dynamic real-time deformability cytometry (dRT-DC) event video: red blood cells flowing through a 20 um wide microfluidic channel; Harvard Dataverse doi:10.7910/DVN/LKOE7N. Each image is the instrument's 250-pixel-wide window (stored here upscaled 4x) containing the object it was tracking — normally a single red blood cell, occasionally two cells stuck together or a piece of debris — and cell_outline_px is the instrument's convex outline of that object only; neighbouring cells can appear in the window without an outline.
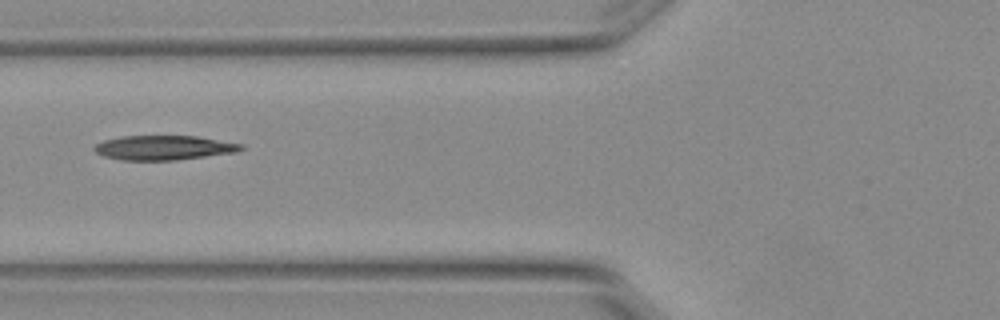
{"species": "Egyptian fruit bat (a non-hibernating species)", "species_latin": "Rousettus aegyptiacus", "temperature_condition": "warm", "stored_images_in_passage": 9, "camera_frame_rate_fps": 3000, "um_per_image_px": 0.085, "animal": {"sex": "female"}, "frame": {"image": 1, "passage_image": 6, "time_ms": 1.667, "image_size_px": [1000, 320], "cell_outline_px": [[244, 148], [236, 152], [176, 160], [124, 160], [104, 156], [96, 152], [92, 148], [96, 144], [104, 140], [120, 136], [196, 136], [244, 144]], "centroid_in_image_um": [13.92, 12.55], "position_along_channel_um": 111.9, "area_um2": 20.87}}
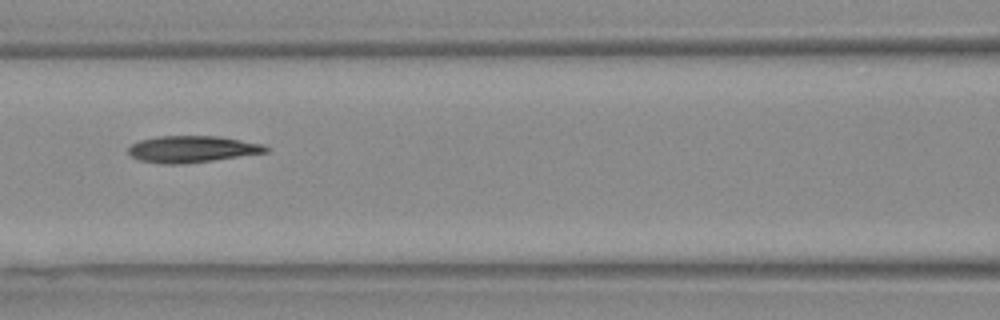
{"frame": {"image": 2, "passage_image": 7, "time_ms": 2.0, "image_size_px": [1000, 320], "cell_outline_px": [[268, 152], [212, 160], [180, 164], [160, 164], [140, 160], [132, 156], [128, 152], [128, 148], [132, 144], [140, 140], [156, 136], [220, 136], [264, 144], [268, 148]], "centroid_in_image_um": [16.32, 12.67], "position_along_channel_um": 150.3, "area_um2": 21.27}}
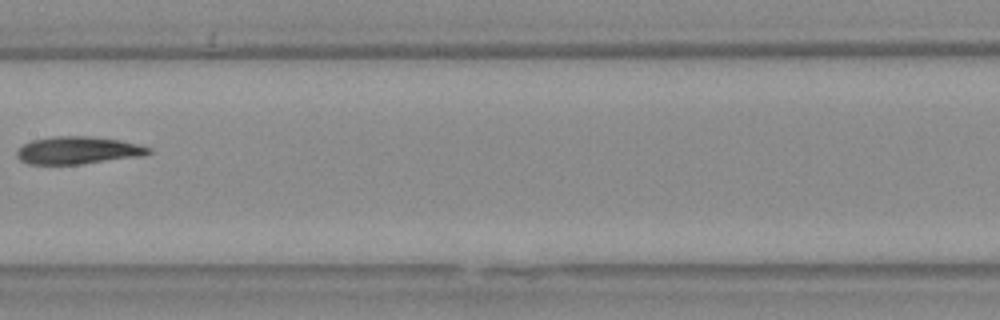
{"frame": {"image": 3, "passage_image": 8, "time_ms": 2.333, "image_size_px": [1000, 320], "cell_outline_px": [[152, 152], [144, 156], [80, 164], [28, 164], [20, 160], [16, 156], [16, 152], [24, 144], [32, 140], [52, 136], [88, 136], [120, 140], [152, 148]], "centroid_in_image_um": [6.64, 12.78], "position_along_channel_um": 200.8, "area_um2": 21.15}}